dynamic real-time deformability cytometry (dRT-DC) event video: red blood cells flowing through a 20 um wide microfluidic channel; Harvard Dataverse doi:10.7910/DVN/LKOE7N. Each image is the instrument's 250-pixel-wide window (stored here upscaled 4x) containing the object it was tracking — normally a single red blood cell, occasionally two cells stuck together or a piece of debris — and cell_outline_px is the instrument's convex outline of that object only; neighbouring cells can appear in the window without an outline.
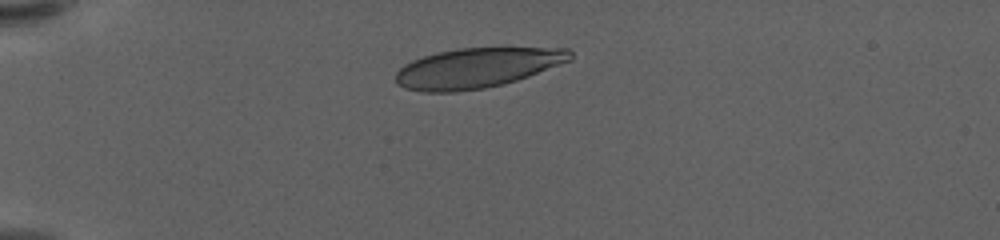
{"species": "human", "species_latin": "Homo sapiens", "temperature_condition": "warm", "stored_images_in_passage": 10, "camera_frame_rate_fps": 3000, "um_per_image_px": 0.085, "donor": {"sex": "female"}, "frame": {"image": 1, "passage_image": 4, "time_ms": 1.0, "image_size_px": [1000, 240], "cell_outline_px": [[552, 52], [548, 64], [524, 76], [496, 84], [480, 84], [400, 72], [404, 68], [420, 60], [432, 56], [448, 52], [472, 48], [532, 48]], "centroid_in_image_um": [40.95, 5.5], "position_along_channel_um": 44.1, "area_um2": 27.4}}